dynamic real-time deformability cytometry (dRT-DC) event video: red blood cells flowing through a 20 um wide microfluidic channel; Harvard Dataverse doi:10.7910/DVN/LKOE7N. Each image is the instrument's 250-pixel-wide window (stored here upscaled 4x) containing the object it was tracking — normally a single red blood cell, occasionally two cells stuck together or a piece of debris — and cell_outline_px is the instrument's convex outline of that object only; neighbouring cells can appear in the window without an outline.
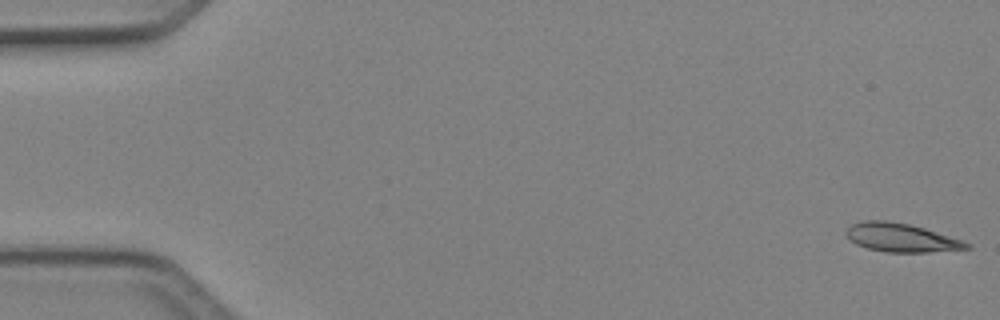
{"species": "Egyptian fruit bat (a non-hibernating species)", "species_latin": "Rousettus aegyptiacus", "temperature_condition": "cold", "stored_images_in_passage": 4, "camera_frame_rate_fps": 3000, "um_per_image_px": 0.085, "animal": {"sex": "female"}, "frame": {"image": 1, "passage_image": 1, "time_ms": 0.0, "image_size_px": [1000, 320], "cell_outline_px": [[972, 248], [928, 252], [884, 252], [868, 248], [856, 244], [844, 232], [852, 224], [864, 220], [888, 220], [908, 224], [924, 228], [972, 244]], "centroid_in_image_um": [76.58, 20.2], "position_along_channel_um": 8.4, "area_um2": 19.83}}
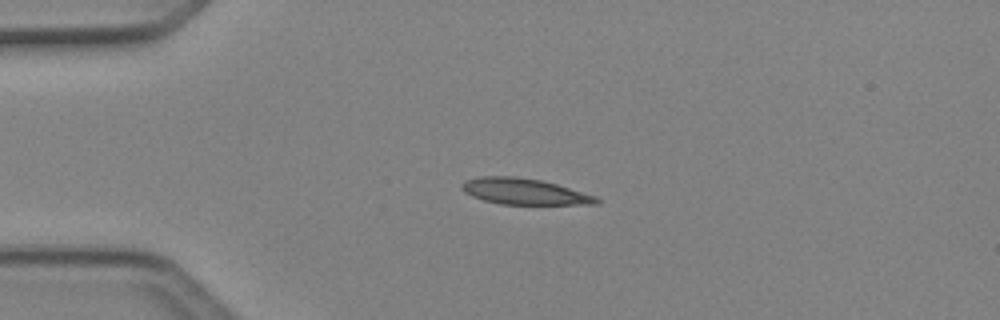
{"frame": {"image": 2, "passage_image": 4, "time_ms": 1.0, "image_size_px": [1000, 320], "cell_outline_px": [[600, 204], [500, 204], [484, 200], [472, 196], [464, 192], [460, 188], [460, 184], [464, 180], [480, 176], [512, 176], [540, 180], [556, 184], [596, 196], [600, 200]], "centroid_in_image_um": [44.52, 16.27], "position_along_channel_um": 40.5, "area_um2": 20.4}}